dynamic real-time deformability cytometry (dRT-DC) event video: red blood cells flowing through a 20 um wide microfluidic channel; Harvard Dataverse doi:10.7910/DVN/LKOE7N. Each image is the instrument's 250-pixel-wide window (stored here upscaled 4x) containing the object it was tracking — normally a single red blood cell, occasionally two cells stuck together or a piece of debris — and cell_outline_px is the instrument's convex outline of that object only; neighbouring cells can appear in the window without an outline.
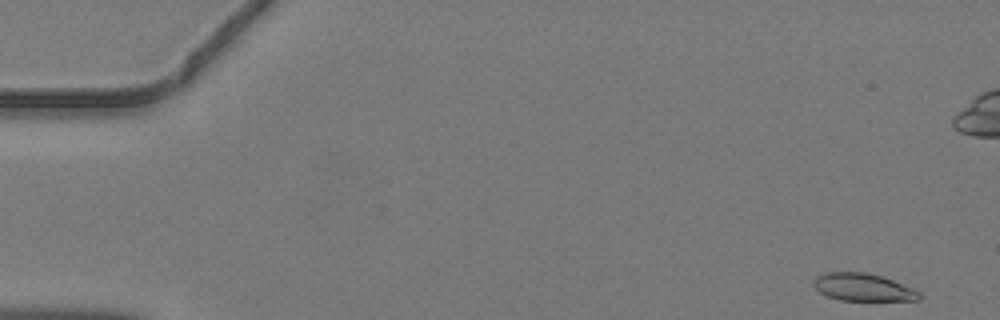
{"species": "common noctule bat (a hibernating species)", "species_latin": "Nyctalus noctula", "temperature_condition": "warm", "stored_images_in_passage": 47, "camera_frame_rate_fps": 3000, "um_per_image_px": 0.085, "animal": {"sex": "male", "body_mass_g": 19.2, "forearm_length_mm": 51.8}, "frame": {"image": 1, "passage_image": 2, "time_ms": 0.333, "image_size_px": [1000, 320], "cell_outline_px": [[920, 300], [840, 300], [828, 296], [820, 292], [812, 284], [812, 280], [816, 276], [824, 272], [864, 272], [880, 276], [892, 280], [912, 288], [920, 292]], "centroid_in_image_um": [73.31, 24.41], "position_along_channel_um": 11.7, "area_um2": 16.82}}
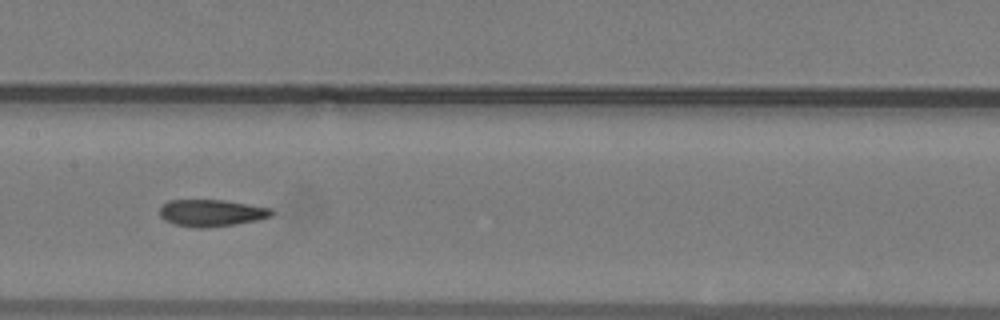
{"frame": {"image": 2, "passage_image": 23, "time_ms": 7.333, "image_size_px": [1000, 320], "cell_outline_px": [[272, 212], [268, 216], [256, 220], [232, 224], [200, 228], [196, 228], [176, 224], [164, 220], [160, 216], [160, 208], [168, 200], [224, 200], [272, 208]], "centroid_in_image_um": [17.92, 18.08], "position_along_channel_um": 189.5, "area_um2": 17.17}}
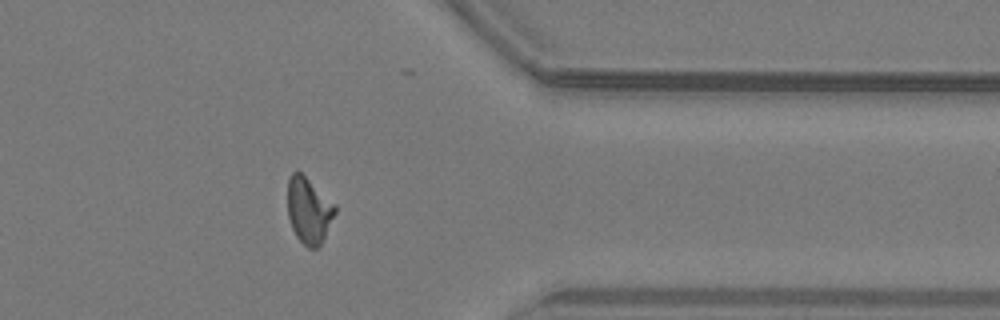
{"frame": {"image": 3, "passage_image": 37, "time_ms": 12.0, "image_size_px": [1000, 320], "cell_outline_px": [[336, 212], [320, 244], [316, 248], [308, 248], [296, 236], [292, 228], [288, 216], [288, 176], [292, 172], [300, 172], [336, 204]], "centroid_in_image_um": [26.24, 17.87], "position_along_channel_um": 385.2, "area_um2": 18.03}}